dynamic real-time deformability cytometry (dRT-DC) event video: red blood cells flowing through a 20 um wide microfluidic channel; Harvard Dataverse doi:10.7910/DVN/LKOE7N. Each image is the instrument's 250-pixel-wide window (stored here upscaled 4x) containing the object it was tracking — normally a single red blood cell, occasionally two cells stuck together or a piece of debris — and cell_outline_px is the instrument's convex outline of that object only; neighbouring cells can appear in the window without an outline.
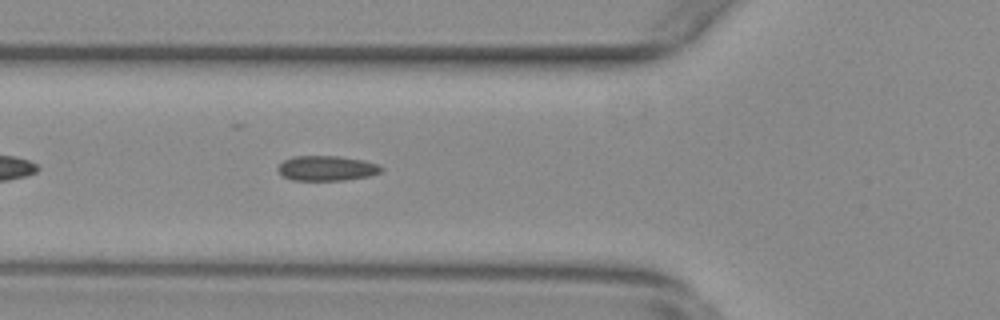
{"species": "common noctule bat (a hibernating species)", "species_latin": "Nyctalus noctula", "temperature_condition": "warm", "stored_images_in_passage": 42, "camera_frame_rate_fps": 3000, "um_per_image_px": 0.085, "animal": {"sex": "female", "body_mass_g": 29.2, "forearm_length_mm": 56.3}, "frame": {"image": 1, "passage_image": 7, "time_ms": 2.0, "image_size_px": [1000, 320], "cell_outline_px": [[384, 168], [380, 172], [368, 176], [344, 180], [292, 180], [284, 176], [276, 168], [284, 160], [292, 156], [340, 156], [364, 160], [380, 164]], "centroid_in_image_um": [27.79, 14.29], "position_along_channel_um": 98.0, "area_um2": 15.09}}
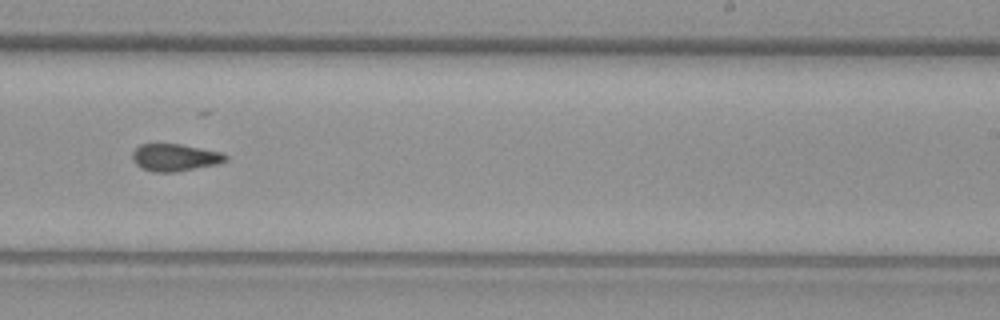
{"frame": {"image": 2, "passage_image": 21, "time_ms": 6.667, "image_size_px": [1000, 320], "cell_outline_px": [[228, 160], [216, 164], [176, 172], [152, 172], [140, 168], [132, 160], [132, 152], [140, 144], [180, 144], [220, 152], [228, 156]], "centroid_in_image_um": [14.83, 13.39], "position_along_channel_um": 274.2, "area_um2": 14.8}}
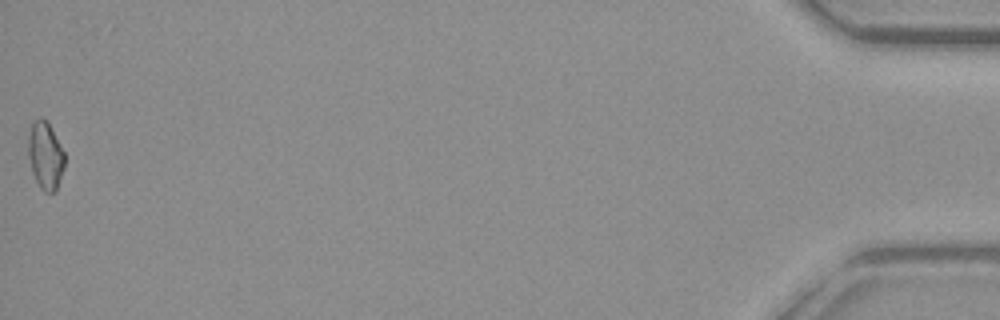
{"frame": {"image": 3, "passage_image": 42, "time_ms": 13.667, "image_size_px": [1000, 320], "cell_outline_px": [[64, 168], [56, 192], [44, 192], [40, 188], [32, 172], [28, 156], [28, 136], [32, 124], [40, 116], [48, 120], [64, 152]], "centroid_in_image_um": [3.86, 13.21], "position_along_channel_um": 431.3, "area_um2": 14.45}, "authors_computed_cell_mechanics": {"area_um2": 14.6523, "velocity_mm_per_s": 3.7692, "shape_relaxation_time_tau1_ms": null, "shape_relaxation_time_tau2_ms": 2.8345, "deformation_change_tau1": null, "deformation_change_tau2": 0.0828}}